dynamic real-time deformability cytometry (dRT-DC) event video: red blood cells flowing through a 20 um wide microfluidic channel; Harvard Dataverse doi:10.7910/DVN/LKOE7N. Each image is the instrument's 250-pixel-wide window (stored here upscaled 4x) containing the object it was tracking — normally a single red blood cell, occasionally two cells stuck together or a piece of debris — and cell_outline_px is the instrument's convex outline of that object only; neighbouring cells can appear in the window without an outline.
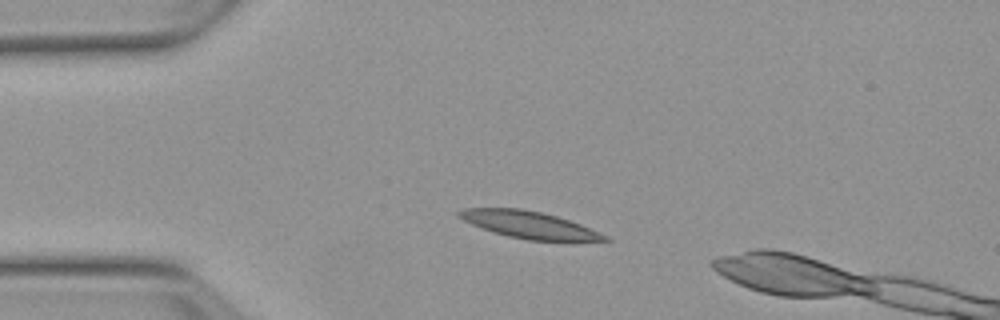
{"species": "Egyptian fruit bat (a non-hibernating species)", "species_latin": "Rousettus aegyptiacus", "temperature_condition": "warm", "stored_images_in_passage": 4, "camera_frame_rate_fps": 3000, "um_per_image_px": 0.085, "animal": {"sex": "female"}, "frame": {"image": 1, "passage_image": 2, "time_ms": 1.0, "image_size_px": [1000, 320], "cell_outline_px": [[612, 240], [572, 244], [528, 240], [508, 236], [472, 224], [456, 216], [456, 212], [464, 208], [520, 208], [540, 212], [556, 216], [580, 224], [608, 236]], "centroid_in_image_um": [45.11, 19.16], "position_along_channel_um": 39.9, "area_um2": 23.58}}
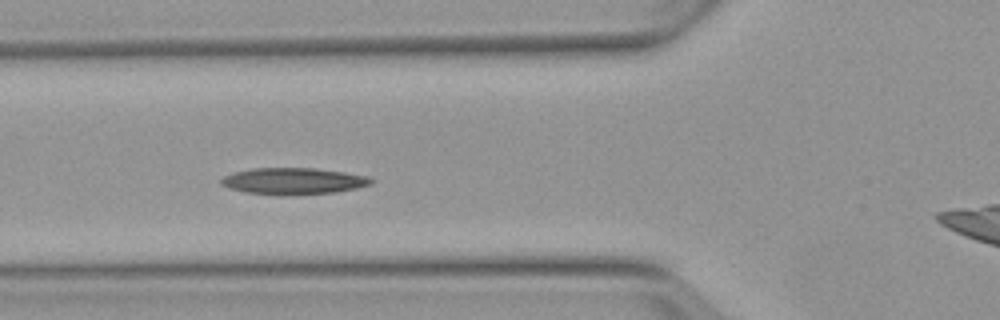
{"frame": {"image": 2, "passage_image": 4, "time_ms": 3.333, "image_size_px": [1000, 320], "cell_outline_px": [[376, 180], [372, 184], [356, 188], [336, 192], [284, 196], [244, 192], [228, 188], [220, 184], [220, 180], [224, 176], [232, 172], [252, 168], [312, 168], [344, 172], [368, 176]], "centroid_in_image_um": [24.92, 15.4], "position_along_channel_um": 100.9, "area_um2": 23.52}}